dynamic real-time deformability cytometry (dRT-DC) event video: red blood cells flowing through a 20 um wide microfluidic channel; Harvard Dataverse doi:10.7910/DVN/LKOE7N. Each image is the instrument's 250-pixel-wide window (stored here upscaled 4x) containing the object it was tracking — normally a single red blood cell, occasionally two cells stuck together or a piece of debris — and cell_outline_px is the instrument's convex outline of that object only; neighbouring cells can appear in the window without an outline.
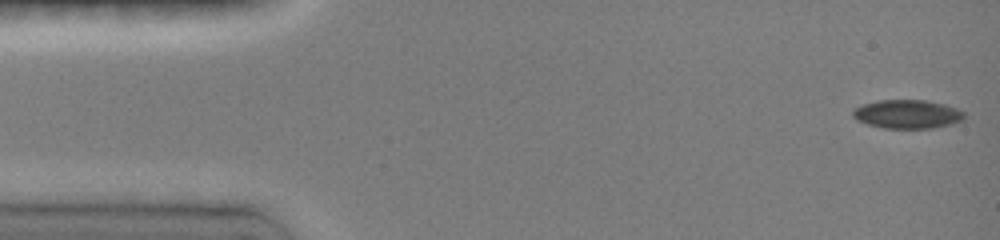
{"species": "common noctule bat (a hibernating species)", "species_latin": "Nyctalus noctula", "temperature_condition": "room temperature", "stored_images_in_passage": 28, "camera_frame_rate_fps": 3000, "um_per_image_px": 0.085, "animal": {"sex": "female", "body_mass_g": 19.0, "forearm_length_mm": 51.5}, "frame": {"image": 1, "passage_image": 1, "time_ms": 0.0, "image_size_px": [1000, 240], "cell_outline_px": [[964, 120], [952, 124], [932, 128], [884, 128], [868, 124], [856, 120], [852, 116], [852, 112], [856, 108], [864, 104], [880, 100], [924, 100], [944, 104], [956, 108], [964, 112]], "centroid_in_image_um": [77.14, 9.71], "position_along_channel_um": 7.9, "area_um2": 18.55}}
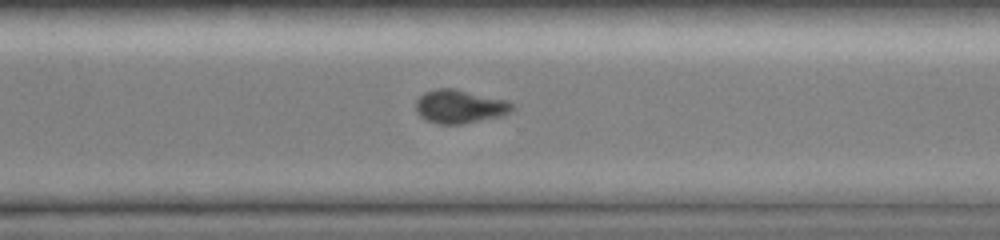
{"frame": {"image": 2, "passage_image": 20, "time_ms": 11.0, "image_size_px": [1000, 240], "cell_outline_px": [[516, 108], [512, 112], [500, 116], [460, 124], [440, 124], [428, 120], [420, 116], [416, 112], [416, 100], [424, 92], [436, 88], [456, 88], [508, 100]], "centroid_in_image_um": [39.1, 9.03], "position_along_channel_um": 331.5, "area_um2": 18.96}}
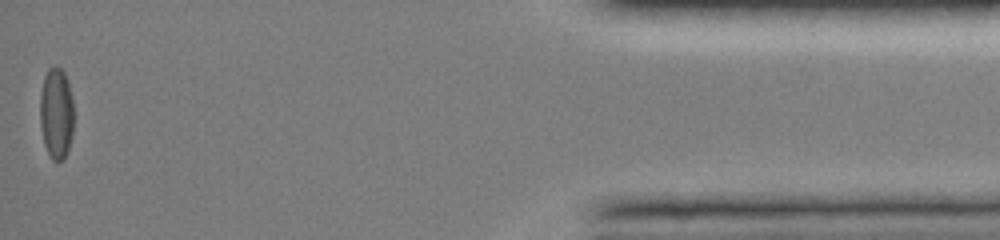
{"frame": {"image": 3, "passage_image": 28, "time_ms": 15.333, "image_size_px": [1000, 240], "cell_outline_px": [[72, 136], [68, 148], [64, 156], [56, 164], [52, 160], [44, 144], [40, 124], [40, 96], [44, 76], [48, 68], [56, 64], [64, 72], [68, 80], [72, 100]], "centroid_in_image_um": [4.77, 9.6], "position_along_channel_um": 430.4, "area_um2": 17.98}, "authors_computed_cell_mechanics": {"area_um2": 18.9295, "velocity_mm_per_s": 4.0048, "shape_relaxation_time_tau1_ms": 5.8495, "shape_relaxation_time_tau2_ms": 3.5073, "deformation_change_tau1": 0.1245, "deformation_change_tau2": 0.0677}}